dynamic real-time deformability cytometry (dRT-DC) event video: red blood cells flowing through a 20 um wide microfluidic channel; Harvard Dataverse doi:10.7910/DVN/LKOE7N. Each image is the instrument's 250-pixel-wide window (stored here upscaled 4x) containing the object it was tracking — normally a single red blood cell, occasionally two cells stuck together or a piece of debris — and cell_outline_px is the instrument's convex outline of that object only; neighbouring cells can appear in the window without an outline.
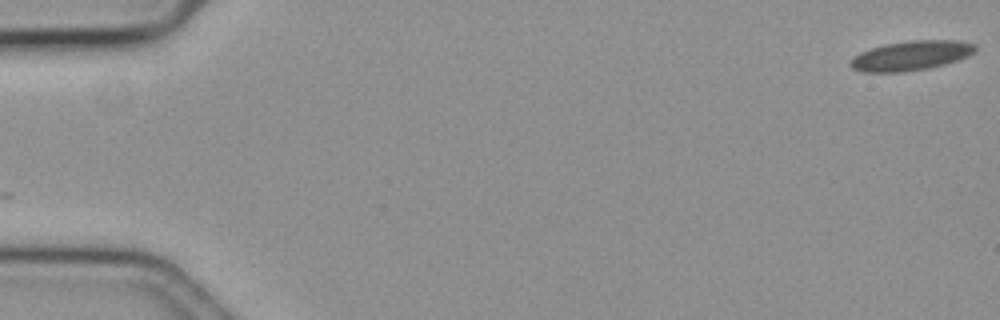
{"species": "common noctule bat (a hibernating species)", "species_latin": "Nyctalus noctula", "temperature_condition": "cold", "stored_images_in_passage": 60, "camera_frame_rate_fps": 3000, "um_per_image_px": 0.085, "animal": {"sex": "female", "body_mass_g": 19.3, "forearm_length_mm": 54.1}, "frame": {"image": 1, "passage_image": 1, "time_ms": 0.0, "image_size_px": [1000, 320], "cell_outline_px": [[976, 52], [968, 56], [944, 64], [928, 68], [900, 72], [864, 72], [852, 68], [848, 64], [848, 60], [852, 56], [860, 52], [884, 44], [908, 40], [960, 40], [976, 44]], "centroid_in_image_um": [77.41, 4.71], "position_along_channel_um": 7.6, "area_um2": 21.73}}
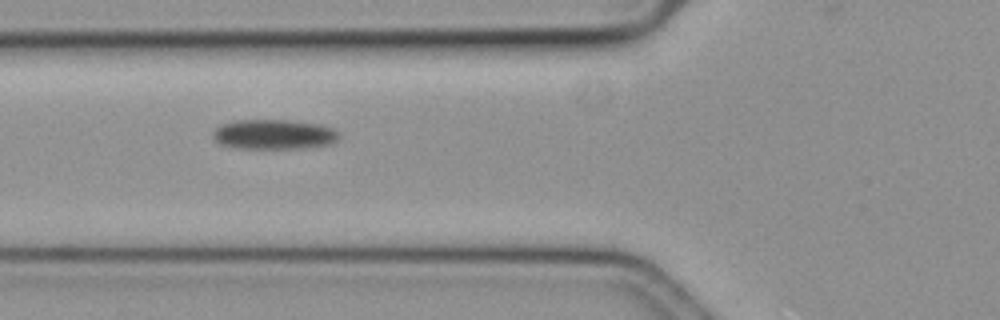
{"frame": {"image": 2, "passage_image": 23, "time_ms": 7.333, "image_size_px": [1000, 320], "cell_outline_px": [[340, 136], [332, 144], [308, 148], [240, 148], [220, 144], [212, 136], [212, 132], [220, 124], [232, 120], [288, 120], [320, 124], [332, 128], [340, 132]], "centroid_in_image_um": [23.3, 11.41], "position_along_channel_um": 102.5, "area_um2": 22.14}}
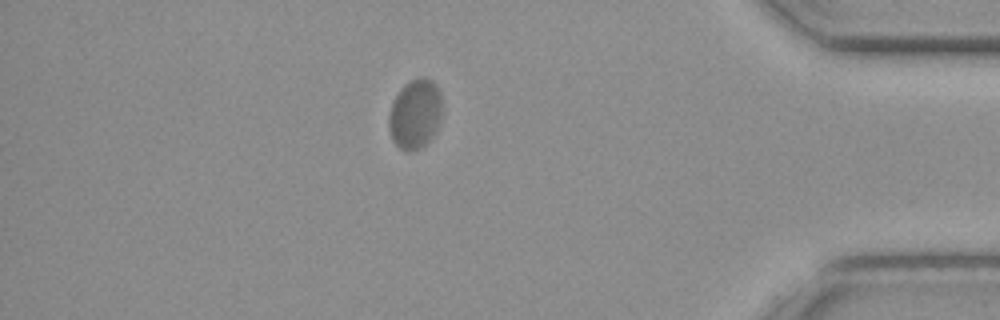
{"frame": {"image": 3, "passage_image": 52, "time_ms": 17.0, "image_size_px": [1000, 320], "cell_outline_px": [[440, 124], [432, 140], [428, 144], [412, 152], [408, 152], [400, 148], [392, 140], [388, 128], [388, 116], [392, 100], [400, 88], [404, 84], [420, 76], [424, 76], [432, 80], [436, 84], [440, 92]], "centroid_in_image_um": [35.27, 9.71], "position_along_channel_um": 399.9, "area_um2": 22.2}}